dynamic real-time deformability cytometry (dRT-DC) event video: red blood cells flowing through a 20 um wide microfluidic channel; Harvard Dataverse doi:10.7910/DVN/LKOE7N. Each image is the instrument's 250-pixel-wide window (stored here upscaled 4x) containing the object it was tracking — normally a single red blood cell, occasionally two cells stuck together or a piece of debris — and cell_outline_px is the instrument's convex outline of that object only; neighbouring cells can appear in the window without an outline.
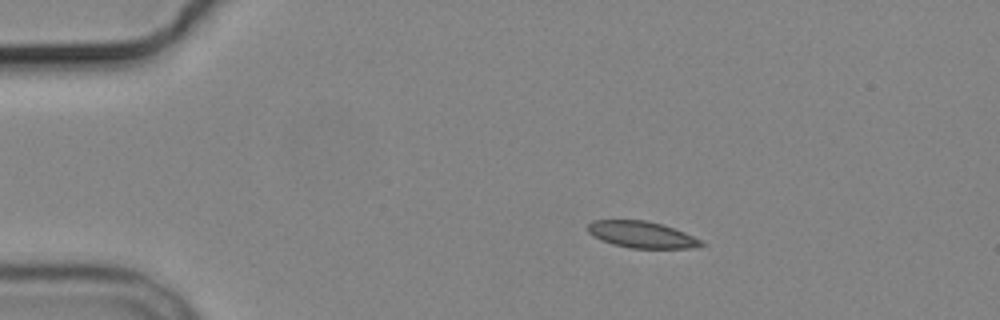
{"species": "common noctule bat (a hibernating species)", "species_latin": "Nyctalus noctula", "temperature_condition": "cold", "stored_images_in_passage": 3, "camera_frame_rate_fps": 3000, "um_per_image_px": 0.085, "animal": {"sex": "male", "body_mass_g": 19.2, "forearm_length_mm": 51.8}, "frame": {"image": 1, "passage_image": 1, "time_ms": 0.0, "image_size_px": [1000, 320], "cell_outline_px": [[704, 244], [688, 248], [628, 248], [612, 244], [600, 240], [592, 236], [588, 232], [588, 224], [592, 220], [644, 220], [660, 224], [684, 232], [704, 240]], "centroid_in_image_um": [54.51, 19.94], "position_along_channel_um": 30.5, "area_um2": 17.51}}